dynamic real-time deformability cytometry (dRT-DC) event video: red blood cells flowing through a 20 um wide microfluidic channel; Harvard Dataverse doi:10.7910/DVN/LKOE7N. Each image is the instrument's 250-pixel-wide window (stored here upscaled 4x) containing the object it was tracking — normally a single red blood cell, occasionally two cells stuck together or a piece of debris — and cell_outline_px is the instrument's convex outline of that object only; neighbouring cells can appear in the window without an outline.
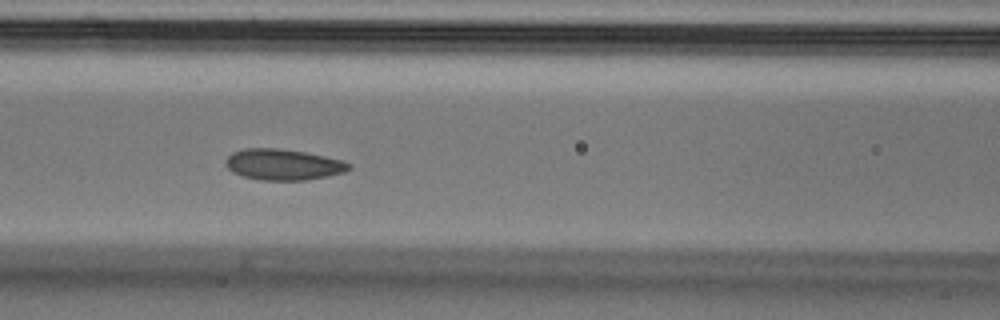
{"species": "Egyptian fruit bat (a non-hibernating species)", "species_latin": "Rousettus aegyptiacus", "temperature_condition": "cold", "stored_images_in_passage": 54, "camera_frame_rate_fps": 3000, "um_per_image_px": 0.085, "animal": {"sex": "male"}, "frame": {"image": 1, "passage_image": 22, "time_ms": 7.0, "image_size_px": [1000, 320], "cell_outline_px": [[352, 168], [344, 172], [328, 176], [308, 180], [260, 180], [244, 176], [232, 172], [224, 164], [228, 156], [232, 152], [244, 148], [280, 148], [304, 152], [344, 160], [352, 164]], "centroid_in_image_um": [24.09, 13.98], "position_along_channel_um": 142.5, "area_um2": 22.43}}
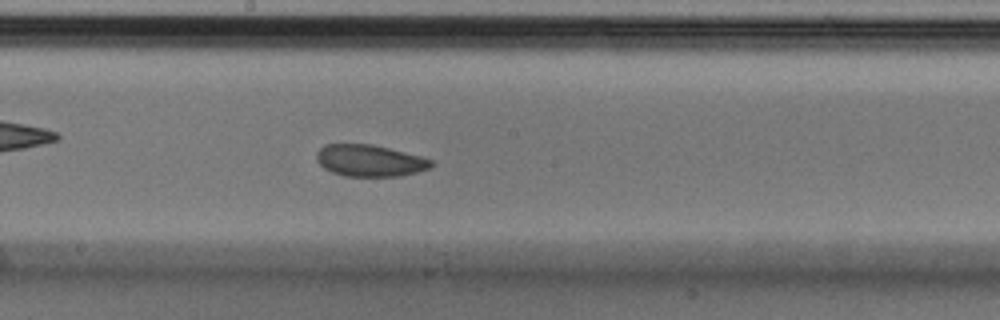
{"frame": {"image": 2, "passage_image": 28, "time_ms": 9.0, "image_size_px": [1000, 320], "cell_outline_px": [[436, 164], [432, 168], [400, 176], [344, 176], [332, 172], [324, 168], [316, 160], [316, 152], [324, 144], [372, 144], [420, 156], [432, 160]], "centroid_in_image_um": [31.43, 13.65], "position_along_channel_um": 216.8, "area_um2": 21.27}}
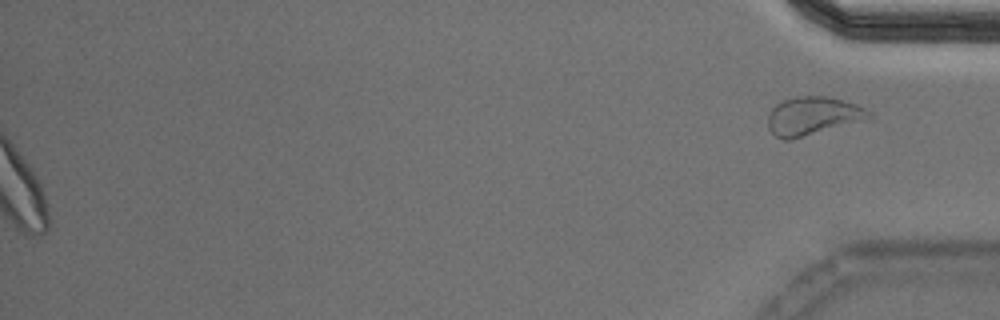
{"frame": {"image": 3, "passage_image": 54, "time_ms": 17.667, "image_size_px": [1000, 320], "cell_outline_px": [[872, 116], [868, 120], [792, 140], [784, 140], [776, 136], [768, 128], [768, 116], [772, 108], [776, 104], [784, 100], [796, 96], [824, 96], [844, 100], [856, 104], [872, 112]], "centroid_in_image_um": [69.12, 9.87], "position_along_channel_um": 366.1, "area_um2": 22.89}, "authors_computed_cell_mechanics": {"area_um2": 22.3975, "velocity_mm_per_s": 3.7193, "shape_relaxation_time_tau1_ms": null, "shape_relaxation_time_tau2_ms": 1.57, "deformation_change_tau1": null, "deformation_change_tau2": 0.0491}}